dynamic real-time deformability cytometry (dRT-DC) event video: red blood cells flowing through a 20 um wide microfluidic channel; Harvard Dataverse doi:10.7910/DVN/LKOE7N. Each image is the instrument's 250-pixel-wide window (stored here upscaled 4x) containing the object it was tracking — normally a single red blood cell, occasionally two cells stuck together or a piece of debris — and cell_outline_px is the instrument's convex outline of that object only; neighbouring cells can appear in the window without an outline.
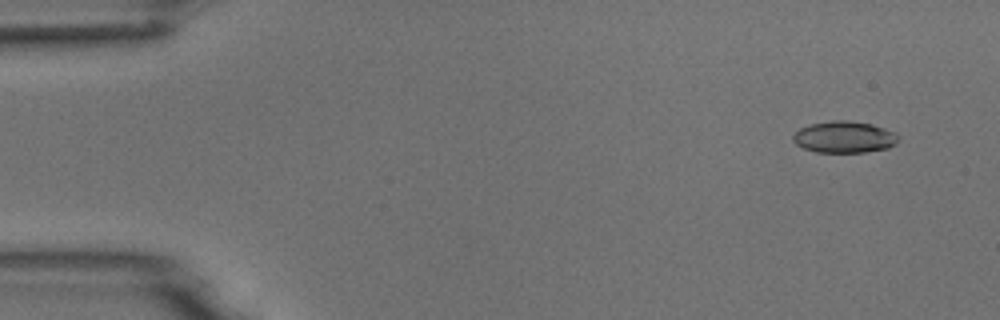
{"species": "common noctule bat (a hibernating species)", "species_latin": "Nyctalus noctula", "temperature_condition": "room temperature", "stored_images_in_passage": 5, "camera_frame_rate_fps": 3000, "um_per_image_px": 0.085, "animal": {"sex": "male", "body_mass_g": 18.8}, "frame": {"image": 1, "passage_image": 1, "time_ms": 0.0, "image_size_px": [1000, 320], "cell_outline_px": [[900, 140], [896, 144], [888, 148], [864, 152], [816, 152], [804, 148], [796, 144], [792, 140], [792, 136], [800, 128], [812, 124], [832, 120], [844, 120], [872, 124], [896, 132], [900, 136]], "centroid_in_image_um": [71.8, 11.65], "position_along_channel_um": 13.2, "area_um2": 19.48}}
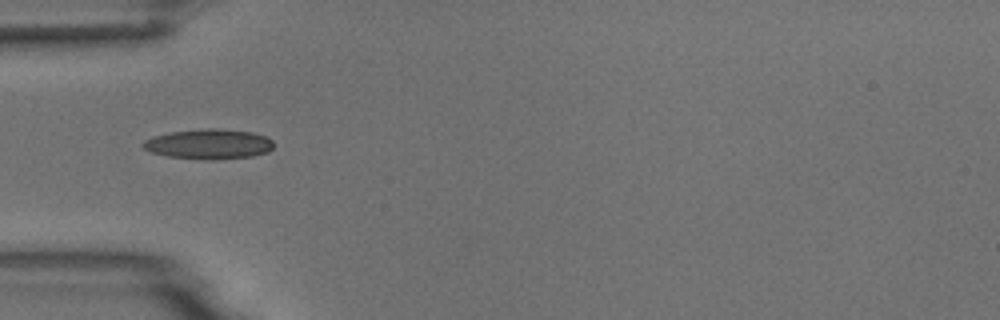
{"frame": {"image": 2, "passage_image": 4, "time_ms": 4.333, "image_size_px": [1000, 320], "cell_outline_px": [[272, 148], [268, 152], [252, 156], [216, 160], [204, 160], [168, 156], [152, 152], [144, 148], [140, 144], [144, 140], [152, 136], [172, 132], [208, 128], [220, 128], [252, 132], [264, 136], [272, 140]], "centroid_in_image_um": [17.74, 12.25], "position_along_channel_um": 67.3, "area_um2": 22.89}}